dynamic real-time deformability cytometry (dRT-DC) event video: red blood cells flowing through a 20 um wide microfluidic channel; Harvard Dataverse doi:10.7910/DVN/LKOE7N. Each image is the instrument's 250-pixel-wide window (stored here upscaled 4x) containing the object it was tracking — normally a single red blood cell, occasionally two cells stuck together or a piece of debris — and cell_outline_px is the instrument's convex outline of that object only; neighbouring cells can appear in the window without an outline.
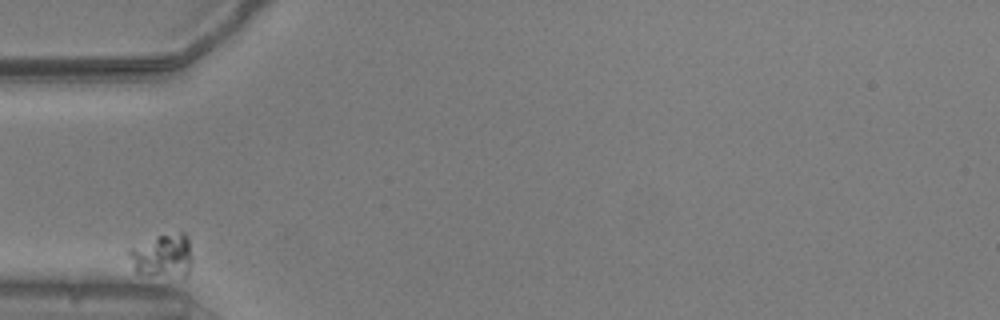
{"species": "common noctule bat (a hibernating species)", "species_latin": "Nyctalus noctula", "temperature_condition": "warm", "stored_images_in_passage": 14, "camera_frame_rate_fps": 3000, "um_per_image_px": 0.085, "animal": {"sex": "male", "body_mass_g": 20.5, "forearm_length_mm": 52.5}, "frame": {"image": 1, "passage_image": 1, "time_ms": 0.0, "image_size_px": [1000, 320], "cell_outline_px": [[192, 260], [188, 272], [184, 276], [136, 272], [128, 252], [128, 248], [160, 236], [180, 232], [184, 232], [188, 236]], "centroid_in_image_um": [13.85, 21.7], "position_along_channel_um": 71.1, "area_um2": 15.37}}
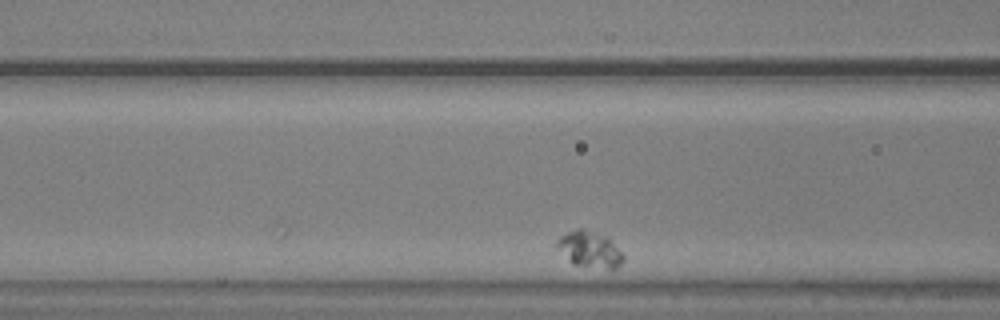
{"frame": {"image": 2, "passage_image": 6, "time_ms": 1.667, "image_size_px": [1000, 320], "cell_outline_px": [[624, 260], [612, 272], [572, 264], [556, 248], [556, 240], [560, 236], [576, 228], [580, 228], [608, 236], [624, 256]], "centroid_in_image_um": [50.13, 21.24], "position_along_channel_um": 116.5, "area_um2": 14.45}}